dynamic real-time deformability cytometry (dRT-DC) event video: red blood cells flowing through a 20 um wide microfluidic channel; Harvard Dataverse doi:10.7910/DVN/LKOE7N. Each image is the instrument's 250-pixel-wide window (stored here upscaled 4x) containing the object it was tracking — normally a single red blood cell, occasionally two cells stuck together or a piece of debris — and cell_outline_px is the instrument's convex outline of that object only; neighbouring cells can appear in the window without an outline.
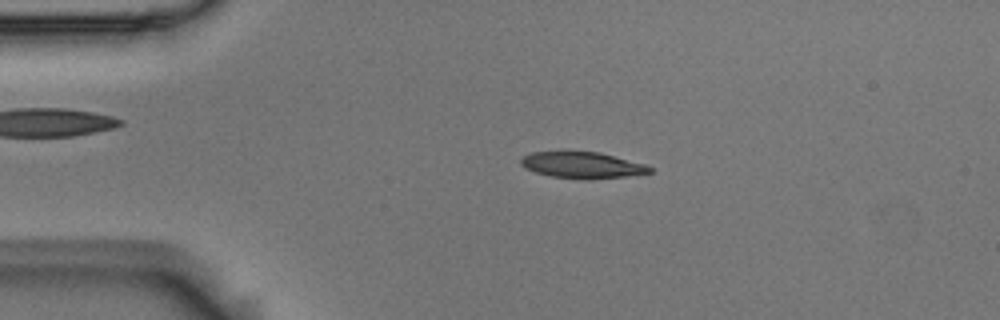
{"species": "Egyptian fruit bat (a non-hibernating species)", "species_latin": "Rousettus aegyptiacus", "temperature_condition": "room temperature", "stored_images_in_passage": 2, "camera_frame_rate_fps": 3000, "um_per_image_px": 0.085, "animal": {"sex": "male"}, "frame": {"image": 1, "passage_image": 1, "time_ms": 0.0, "image_size_px": [1000, 320], "cell_outline_px": [[652, 172], [624, 176], [592, 180], [588, 180], [552, 176], [536, 172], [524, 168], [520, 164], [520, 160], [524, 156], [532, 152], [600, 152], [644, 164], [652, 168]], "centroid_in_image_um": [49.48, 14.04], "position_along_channel_um": 35.5, "area_um2": 19.54}}